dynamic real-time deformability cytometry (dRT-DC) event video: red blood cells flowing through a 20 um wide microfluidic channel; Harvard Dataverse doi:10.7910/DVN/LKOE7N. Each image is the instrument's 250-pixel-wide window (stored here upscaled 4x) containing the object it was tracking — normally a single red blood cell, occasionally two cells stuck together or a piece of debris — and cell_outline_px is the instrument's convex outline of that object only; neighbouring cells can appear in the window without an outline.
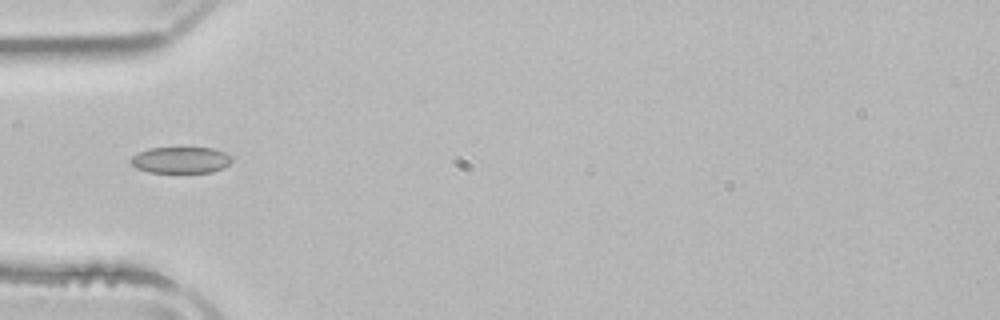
{"species": "common noctule bat (a hibernating species)", "species_latin": "Nyctalus noctula", "temperature_condition": "room temperature", "stored_images_in_passage": 4, "camera_frame_rate_fps": 3000, "um_per_image_px": 0.085, "animal": {"sex": "male", "body_mass_g": 21.5, "forearm_length_mm": 52.0}, "frame": {"image": 1, "passage_image": 4, "time_ms": 5.0, "image_size_px": [1000, 320], "cell_outline_px": [[232, 160], [228, 164], [212, 172], [148, 172], [136, 168], [128, 160], [132, 156], [148, 148], [180, 144], [212, 148], [224, 152]], "centroid_in_image_um": [15.3, 13.54], "position_along_channel_um": 69.7, "area_um2": 16.18}}